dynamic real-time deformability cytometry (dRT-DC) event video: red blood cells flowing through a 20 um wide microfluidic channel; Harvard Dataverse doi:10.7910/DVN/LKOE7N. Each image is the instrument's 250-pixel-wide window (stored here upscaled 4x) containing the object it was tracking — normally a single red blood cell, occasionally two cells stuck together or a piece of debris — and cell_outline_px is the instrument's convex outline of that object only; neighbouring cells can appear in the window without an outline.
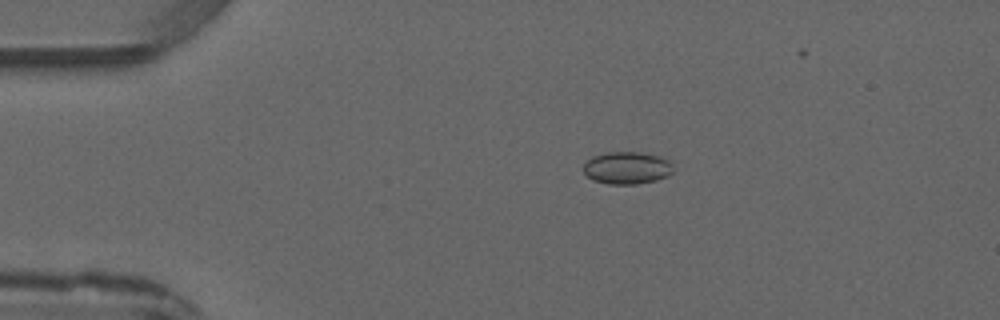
{"species": "common noctule bat (a hibernating species)", "species_latin": "Nyctalus noctula", "temperature_condition": "warm", "stored_images_in_passage": 3, "camera_frame_rate_fps": 3000, "um_per_image_px": 0.085, "animal": {"sex": "male", "forearm_length_mm": 52.5}, "frame": {"image": 1, "passage_image": 2, "time_ms": 1.333, "image_size_px": [1000, 320], "cell_outline_px": [[672, 172], [668, 176], [656, 180], [636, 184], [608, 184], [592, 180], [584, 172], [584, 164], [592, 156], [608, 152], [640, 152], [660, 156], [672, 160]], "centroid_in_image_um": [53.32, 14.26], "position_along_channel_um": 31.7, "area_um2": 17.05}}